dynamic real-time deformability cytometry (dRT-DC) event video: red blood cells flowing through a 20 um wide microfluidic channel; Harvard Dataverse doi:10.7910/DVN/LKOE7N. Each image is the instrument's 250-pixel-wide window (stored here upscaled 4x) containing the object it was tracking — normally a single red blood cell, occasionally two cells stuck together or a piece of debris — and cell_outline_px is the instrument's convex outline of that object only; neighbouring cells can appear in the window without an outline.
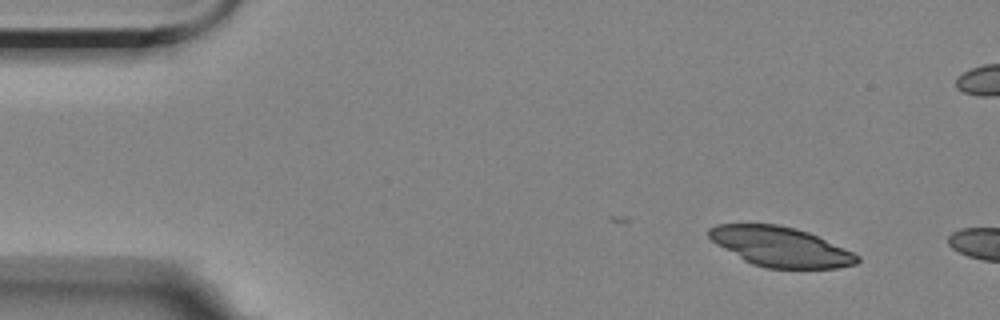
{"species": "Egyptian fruit bat (a non-hibernating species)", "species_latin": "Rousettus aegyptiacus", "temperature_condition": "room temperature", "stored_images_in_passage": 3, "camera_frame_rate_fps": 3000, "um_per_image_px": 0.085, "animal": {"sex": "female"}, "frame": {"image": 1, "passage_image": 1, "time_ms": 0.0, "image_size_px": [1000, 320], "cell_outline_px": [[860, 260], [856, 264], [836, 268], [768, 268], [752, 264], [744, 260], [716, 244], [708, 236], [708, 228], [716, 224], [780, 224], [796, 228], [808, 232], [852, 252], [860, 256]], "centroid_in_image_um": [66.32, 20.96], "position_along_channel_um": 18.7, "area_um2": 34.1}}